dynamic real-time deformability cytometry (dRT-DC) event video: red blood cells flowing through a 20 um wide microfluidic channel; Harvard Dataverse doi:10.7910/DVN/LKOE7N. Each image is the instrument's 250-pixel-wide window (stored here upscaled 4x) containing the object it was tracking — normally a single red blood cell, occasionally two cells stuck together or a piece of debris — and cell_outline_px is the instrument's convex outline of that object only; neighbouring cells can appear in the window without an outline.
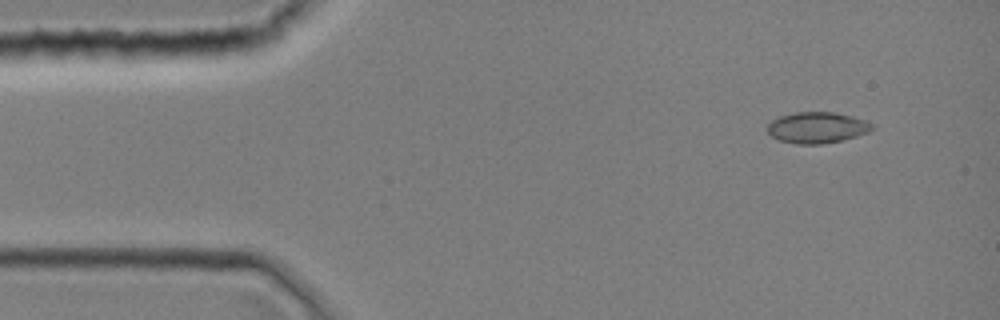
{"species": "common noctule bat (a hibernating species)", "species_latin": "Nyctalus noctula", "temperature_condition": "room temperature", "stored_images_in_passage": 2, "camera_frame_rate_fps": 3000, "um_per_image_px": 0.085, "animal": {"sex": "female", "body_mass_g": 19.0, "forearm_length_mm": 51.5}, "frame": {"image": 1, "passage_image": 1, "time_ms": 0.0, "image_size_px": [1000, 320], "cell_outline_px": [[876, 128], [868, 132], [856, 136], [840, 140], [820, 144], [796, 144], [780, 140], [772, 136], [768, 132], [768, 124], [772, 120], [780, 116], [796, 112], [832, 112], [852, 116], [864, 120], [872, 124]], "centroid_in_image_um": [69.45, 10.84], "position_along_channel_um": 15.5, "area_um2": 18.79}}